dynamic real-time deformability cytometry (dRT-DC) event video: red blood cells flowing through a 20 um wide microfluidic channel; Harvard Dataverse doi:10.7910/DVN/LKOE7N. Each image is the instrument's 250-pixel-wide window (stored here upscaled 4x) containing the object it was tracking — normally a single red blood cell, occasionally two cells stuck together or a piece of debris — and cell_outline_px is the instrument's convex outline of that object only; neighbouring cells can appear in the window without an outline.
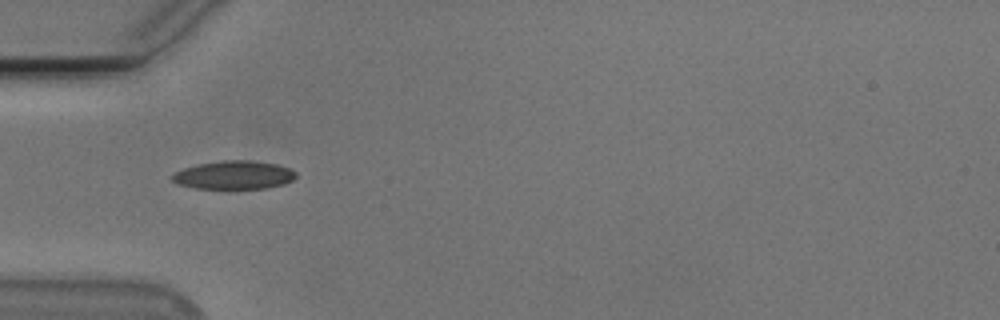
{"species": "Egyptian fruit bat (a non-hibernating species)", "species_latin": "Rousettus aegyptiacus", "temperature_condition": "cold", "stored_images_in_passage": 38, "camera_frame_rate_fps": 3000, "um_per_image_px": 0.085, "animal": {"sex": "male"}, "frame": {"image": 1, "passage_image": 1, "time_ms": 0.0, "image_size_px": [1000, 320], "cell_outline_px": [[296, 176], [292, 180], [284, 184], [264, 188], [236, 192], [228, 192], [196, 188], [176, 184], [172, 180], [172, 176], [176, 172], [184, 168], [200, 164], [224, 160], [248, 160], [276, 164], [288, 168], [296, 172]], "centroid_in_image_um": [19.87, 14.94], "position_along_channel_um": 65.1, "area_um2": 21.27}}
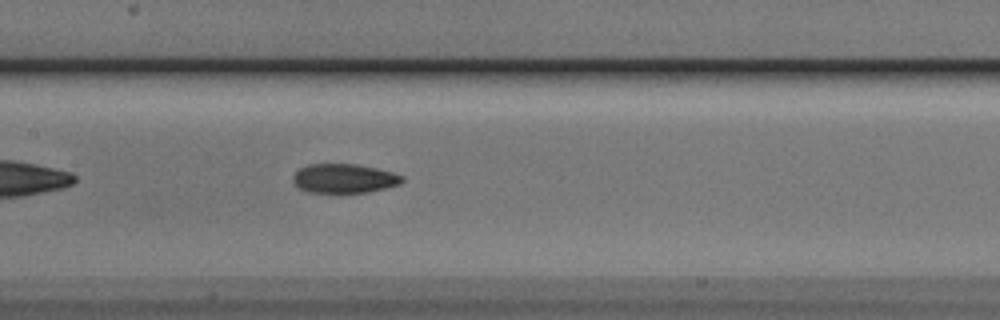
{"frame": {"image": 2, "passage_image": 10, "time_ms": 3.0, "image_size_px": [1000, 320], "cell_outline_px": [[404, 180], [400, 184], [368, 192], [340, 196], [304, 192], [292, 180], [292, 176], [300, 168], [308, 164], [356, 164], [376, 168], [392, 172], [404, 176]], "centroid_in_image_um": [29.22, 15.22], "position_along_channel_um": 178.2, "area_um2": 19.42}}
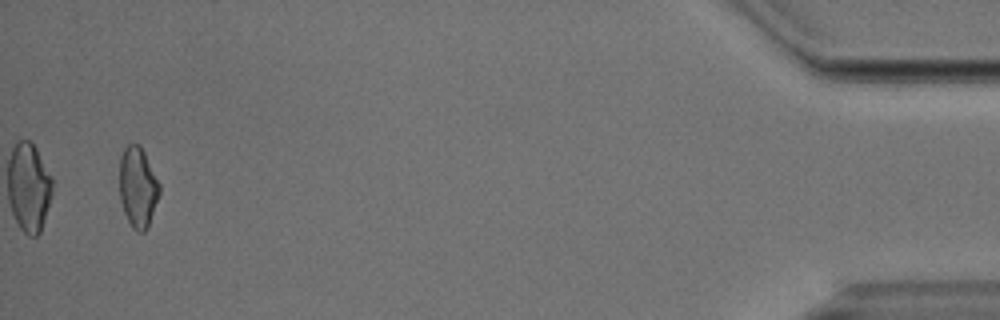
{"frame": {"image": 3, "passage_image": 36, "time_ms": 11.667, "image_size_px": [1000, 320], "cell_outline_px": [[160, 192], [148, 228], [144, 232], [136, 232], [132, 228], [124, 212], [120, 200], [120, 156], [124, 148], [128, 144], [140, 144], [160, 184]], "centroid_in_image_um": [11.72, 15.93], "position_along_channel_um": 423.5, "area_um2": 18.79}, "authors_computed_cell_mechanics": {"area_um2": 18.8717, "velocity_mm_per_s": 3.7919, "shape_relaxation_time_tau1_ms": 6.2295, "shape_relaxation_time_tau2_ms": 3.7625, "deformation_change_tau1": 0.1452, "deformation_change_tau2": 0.0948}}